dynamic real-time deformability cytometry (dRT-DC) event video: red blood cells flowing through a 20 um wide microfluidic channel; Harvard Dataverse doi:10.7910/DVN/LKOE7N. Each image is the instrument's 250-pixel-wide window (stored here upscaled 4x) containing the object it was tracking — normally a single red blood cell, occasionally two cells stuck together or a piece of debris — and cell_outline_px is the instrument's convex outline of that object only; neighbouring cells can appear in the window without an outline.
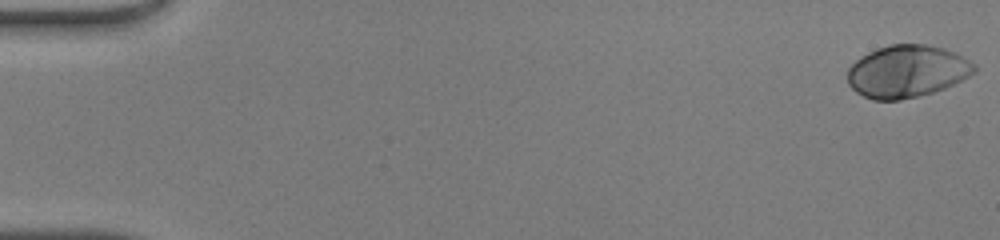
{"species": "human", "species_latin": "Homo sapiens", "temperature_condition": "warm", "stored_images_in_passage": 49, "camera_frame_rate_fps": 3000, "um_per_image_px": 0.085, "donor": {"sex": "male"}, "frame": {"image": 1, "passage_image": 1, "time_ms": 0.0, "image_size_px": [1000, 240], "cell_outline_px": [[976, 72], [944, 88], [932, 92], [900, 100], [872, 100], [856, 92], [848, 84], [848, 68], [860, 56], [876, 48], [888, 44], [924, 44], [944, 48], [956, 52], [976, 64]], "centroid_in_image_um": [77.08, 6.05], "position_along_channel_um": 7.9, "area_um2": 38.73}}
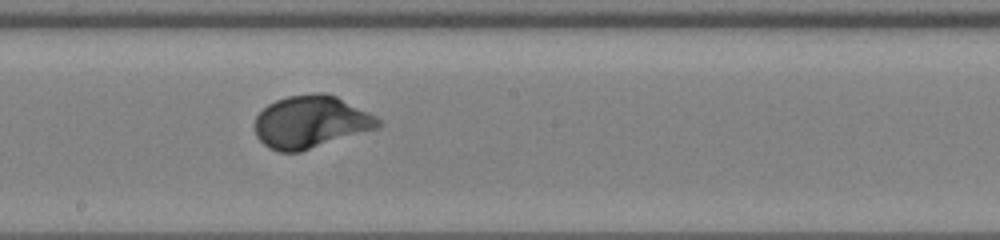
{"frame": {"image": 2, "passage_image": 28, "time_ms": 9.0, "image_size_px": [1000, 240], "cell_outline_px": [[380, 128], [300, 152], [280, 152], [268, 148], [256, 136], [256, 116], [268, 104], [276, 100], [288, 96], [316, 92], [324, 92], [336, 96], [376, 116], [380, 120]], "centroid_in_image_um": [26.43, 10.37], "position_along_channel_um": 221.8, "area_um2": 37.74}}
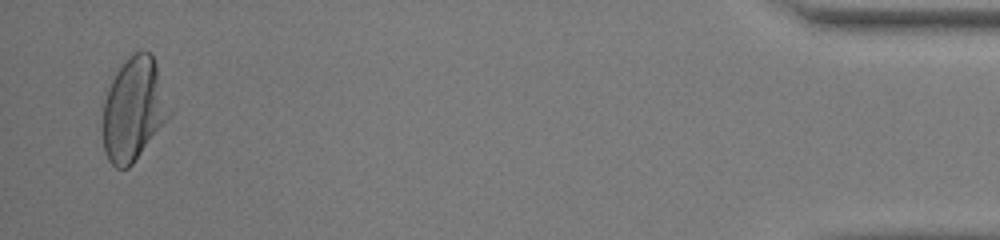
{"frame": {"image": 3, "passage_image": 48, "time_ms": 15.667, "image_size_px": [1000, 240], "cell_outline_px": [[172, 112], [132, 164], [128, 168], [116, 168], [108, 160], [104, 152], [104, 100], [108, 88], [116, 72], [124, 60], [132, 52], [140, 48], [152, 52]], "centroid_in_image_um": [11.36, 9.23], "position_along_channel_um": 423.8, "area_um2": 39.77}, "authors_computed_cell_mechanics": {"area_um2": 37.3388, "velocity_mm_per_s": 4.2509, "shape_relaxation_time_tau1_ms": 2.1347, "shape_relaxation_time_tau2_ms": null, "deformation_change_tau1": 0.1743, "deformation_change_tau2": null}}